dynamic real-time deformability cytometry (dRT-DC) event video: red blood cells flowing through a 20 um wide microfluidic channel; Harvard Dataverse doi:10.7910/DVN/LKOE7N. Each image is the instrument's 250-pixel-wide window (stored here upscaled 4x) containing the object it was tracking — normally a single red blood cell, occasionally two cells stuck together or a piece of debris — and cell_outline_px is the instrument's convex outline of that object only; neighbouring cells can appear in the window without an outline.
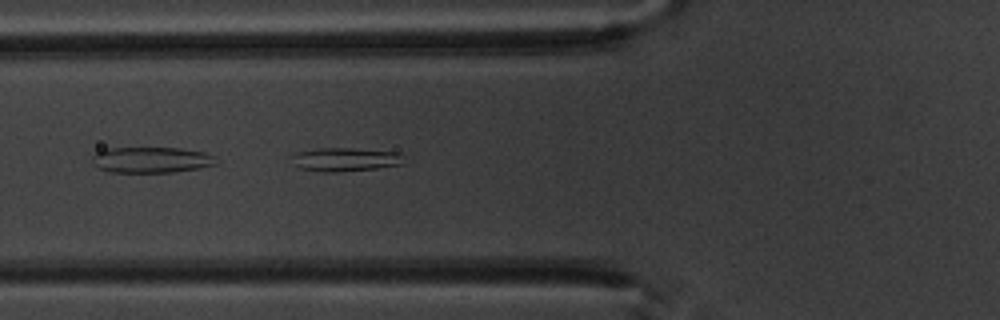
{"species": "common noctule bat (a hibernating species)", "species_latin": "Nyctalus noctula", "temperature_condition": "warm", "stored_images_in_passage": 6, "camera_frame_rate_fps": 3000, "um_per_image_px": 0.085, "animal": {"sex": "male", "body_mass_g": 20.1, "forearm_length_mm": 53.5}, "frame": {"image": 1, "passage_image": 6, "time_ms": 6.0, "image_size_px": [1000, 320], "cell_outline_px": [[400, 164], [376, 168], [336, 172], [324, 172], [296, 168], [288, 156], [296, 152], [320, 148], [352, 148], [400, 152]], "centroid_in_image_um": [29.2, 13.55], "position_along_channel_um": 96.6, "area_um2": 15.43}}